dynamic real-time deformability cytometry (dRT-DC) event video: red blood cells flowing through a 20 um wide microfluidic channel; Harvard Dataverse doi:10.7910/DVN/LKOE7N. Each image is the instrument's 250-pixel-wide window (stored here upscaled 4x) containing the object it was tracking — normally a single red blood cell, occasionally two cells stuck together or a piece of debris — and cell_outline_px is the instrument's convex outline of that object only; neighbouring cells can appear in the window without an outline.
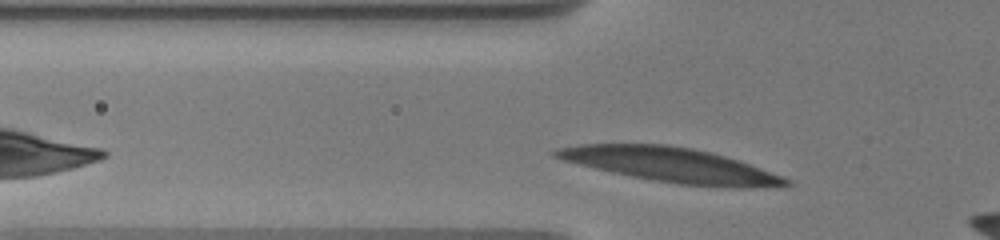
{"species": "human", "species_latin": "Homo sapiens", "temperature_condition": "warm", "stored_images_in_passage": 4, "camera_frame_rate_fps": 3000, "um_per_image_px": 0.085, "donor": {"sex": "male"}, "frame": {"image": 1, "passage_image": 4, "time_ms": 2.333, "image_size_px": [1000, 240], "cell_outline_px": [[792, 184], [784, 188], [740, 188], [680, 184], [652, 180], [612, 172], [564, 160], [552, 156], [552, 152], [556, 148], [580, 144], [668, 144], [692, 148], [712, 152], [740, 160], [792, 180]], "centroid_in_image_um": [57.14, 14.03], "position_along_channel_um": 68.7, "area_um2": 46.47}}